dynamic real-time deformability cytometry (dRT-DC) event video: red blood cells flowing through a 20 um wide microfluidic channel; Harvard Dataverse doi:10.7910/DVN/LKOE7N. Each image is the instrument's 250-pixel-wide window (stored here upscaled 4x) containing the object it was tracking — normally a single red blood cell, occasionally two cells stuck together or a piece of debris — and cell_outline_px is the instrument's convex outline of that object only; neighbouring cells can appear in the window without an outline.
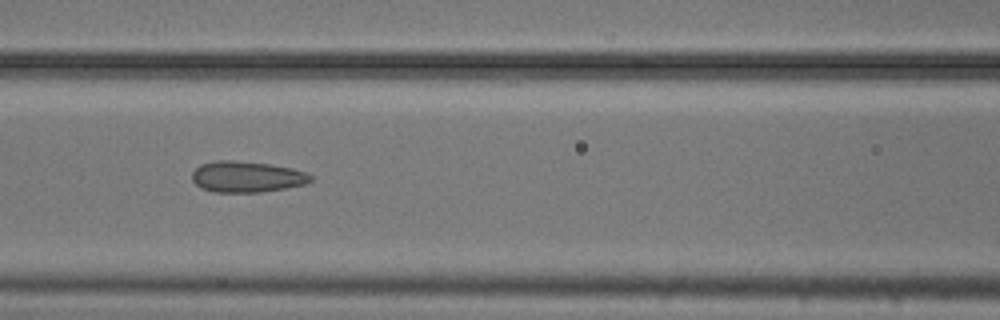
{"species": "common noctule bat (a hibernating species)", "species_latin": "Nyctalus noctula", "temperature_condition": "cold", "stored_images_in_passage": 10, "camera_frame_rate_fps": 3000, "um_per_image_px": 0.085, "animal": {"sex": "male", "body_mass_g": 20.5, "forearm_length_mm": 52.5}, "frame": {"image": 1, "passage_image": 6, "time_ms": 1.667, "image_size_px": [1000, 320], "cell_outline_px": [[312, 180], [308, 184], [264, 192], [212, 192], [200, 188], [192, 180], [192, 172], [200, 164], [216, 160], [232, 160], [268, 164], [292, 168], [308, 172], [312, 176]], "centroid_in_image_um": [20.99, 15.03], "position_along_channel_um": 145.6, "area_um2": 21.73}}
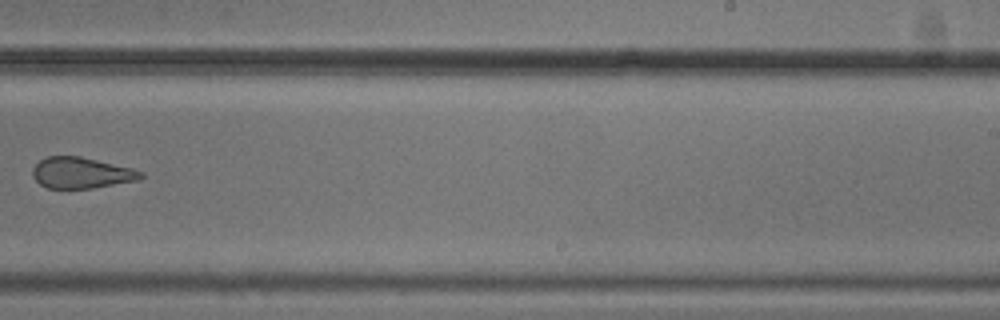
{"frame": {"image": 2, "passage_image": 9, "time_ms": 2.667, "image_size_px": [1000, 320], "cell_outline_px": [[144, 176], [136, 180], [92, 188], [48, 188], [40, 184], [32, 176], [32, 168], [40, 160], [48, 156], [80, 156], [132, 168], [144, 172]], "centroid_in_image_um": [6.89, 14.68], "position_along_channel_um": 282.1, "area_um2": 19.42}}
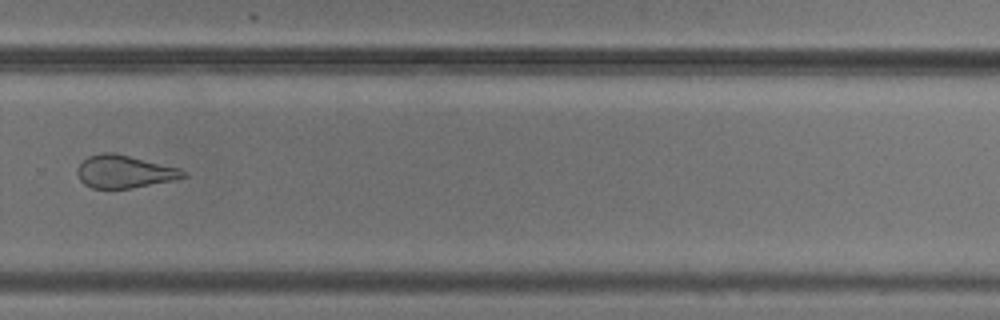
{"frame": {"image": 3, "passage_image": 10, "time_ms": 3.0, "image_size_px": [1000, 320], "cell_outline_px": [[188, 176], [172, 180], [132, 188], [92, 188], [84, 184], [80, 180], [76, 172], [76, 168], [88, 156], [104, 152], [112, 152], [180, 168], [188, 172]], "centroid_in_image_um": [10.57, 14.59], "position_along_channel_um": 319.2, "area_um2": 20.11}}